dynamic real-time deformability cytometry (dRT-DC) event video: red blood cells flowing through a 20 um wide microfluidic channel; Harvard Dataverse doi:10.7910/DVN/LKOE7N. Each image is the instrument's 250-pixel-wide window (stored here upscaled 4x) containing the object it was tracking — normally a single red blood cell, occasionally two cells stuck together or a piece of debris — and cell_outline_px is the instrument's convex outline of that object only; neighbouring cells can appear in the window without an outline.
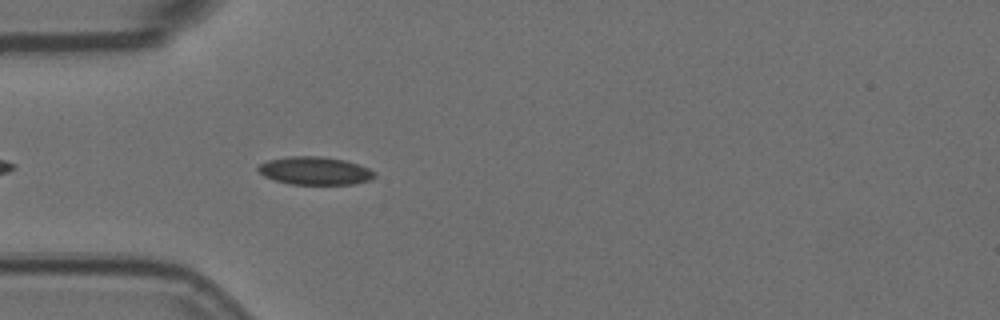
{"species": "Egyptian fruit bat (a non-hibernating species)", "species_latin": "Rousettus aegyptiacus", "temperature_condition": "room temperature", "stored_images_in_passage": 44, "camera_frame_rate_fps": 3000, "um_per_image_px": 0.085, "animal": {"sex": "female"}, "frame": {"image": 1, "passage_image": 4, "time_ms": 1.0, "image_size_px": [1000, 320], "cell_outline_px": [[376, 176], [368, 180], [352, 184], [292, 184], [276, 180], [264, 176], [256, 168], [260, 164], [268, 160], [288, 156], [320, 156], [344, 160], [368, 168], [376, 172]], "centroid_in_image_um": [26.76, 14.51], "position_along_channel_um": 58.2, "area_um2": 18.79}}
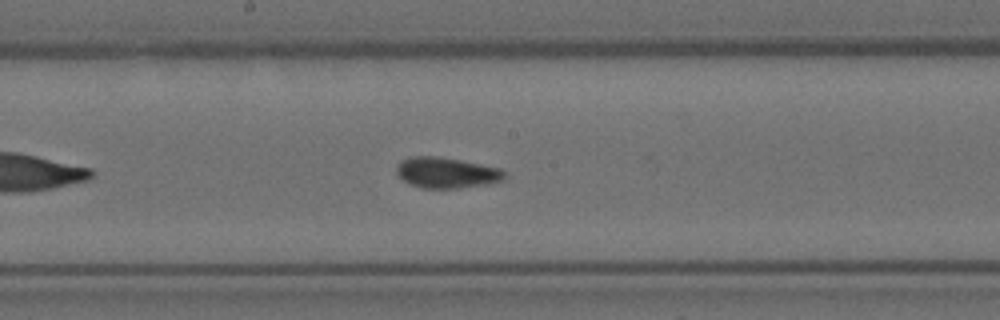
{"frame": {"image": 2, "passage_image": 17, "time_ms": 5.333, "image_size_px": [1000, 320], "cell_outline_px": [[508, 176], [504, 180], [488, 184], [460, 188], [420, 188], [408, 184], [396, 172], [396, 164], [400, 160], [408, 156], [436, 156], [460, 160], [500, 168]], "centroid_in_image_um": [37.93, 14.68], "position_along_channel_um": 210.3, "area_um2": 19.59}}
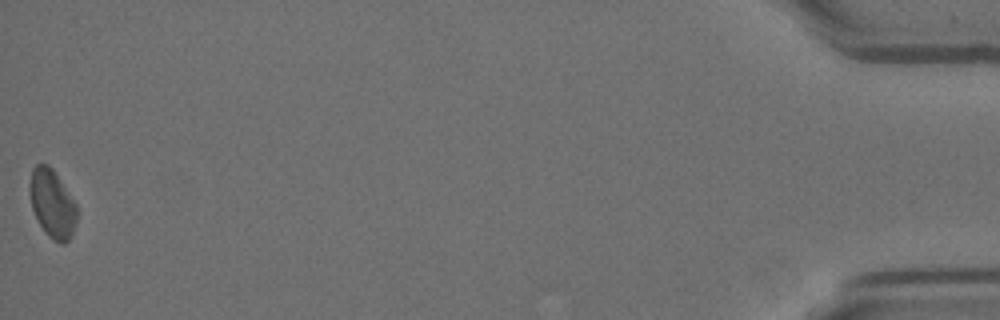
{"frame": {"image": 3, "passage_image": 44, "time_ms": 14.333, "image_size_px": [1000, 320], "cell_outline_px": [[76, 220], [72, 236], [64, 244], [60, 244], [52, 240], [44, 232], [32, 208], [28, 188], [32, 168], [36, 164], [48, 164], [52, 168], [76, 204]], "centroid_in_image_um": [4.42, 17.32], "position_along_channel_um": 430.8, "area_um2": 18.73}, "authors_computed_cell_mechanics": {"area_um2": 18.785, "velocity_mm_per_s": 3.5722, "shape_relaxation_time_tau1_ms": null, "shape_relaxation_time_tau2_ms": 1.47, "deformation_change_tau1": null, "deformation_change_tau2": 0.0669}}